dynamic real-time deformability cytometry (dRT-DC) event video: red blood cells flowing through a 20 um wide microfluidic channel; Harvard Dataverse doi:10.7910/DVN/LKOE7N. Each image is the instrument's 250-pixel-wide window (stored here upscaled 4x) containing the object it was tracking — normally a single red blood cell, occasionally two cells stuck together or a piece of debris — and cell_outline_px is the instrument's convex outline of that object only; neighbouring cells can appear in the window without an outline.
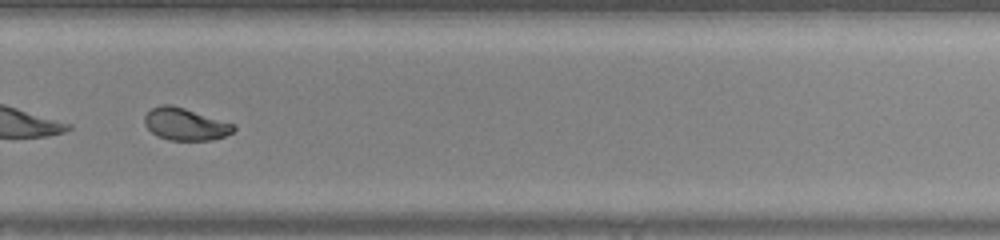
{"species": "common noctule bat (a hibernating species)", "species_latin": "Nyctalus noctula", "temperature_condition": "warm", "stored_images_in_passage": 43, "camera_frame_rate_fps": 3000, "um_per_image_px": 0.085, "animal": {"sex": "male", "body_mass_g": 20.0, "forearm_length_mm": 53.3}, "frame": {"image": 1, "passage_image": 31, "time_ms": 10.0, "image_size_px": [1000, 240], "cell_outline_px": [[236, 128], [232, 132], [224, 136], [212, 140], [168, 140], [156, 136], [144, 124], [144, 116], [152, 108], [160, 104], [172, 104], [236, 124]], "centroid_in_image_um": [15.74, 10.55], "position_along_channel_um": 314.1, "area_um2": 16.88}}